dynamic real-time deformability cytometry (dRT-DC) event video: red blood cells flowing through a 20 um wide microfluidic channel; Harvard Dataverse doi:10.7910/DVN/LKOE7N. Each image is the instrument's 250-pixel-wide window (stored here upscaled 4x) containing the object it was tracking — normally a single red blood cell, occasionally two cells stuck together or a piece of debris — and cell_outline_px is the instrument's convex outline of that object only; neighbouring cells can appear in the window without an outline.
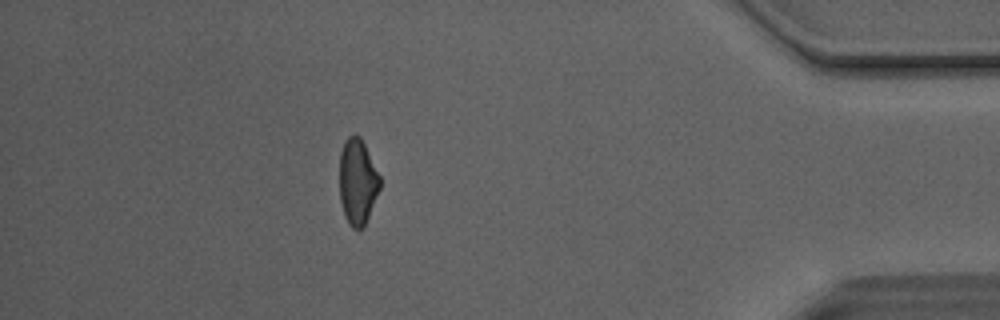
{"species": "Egyptian fruit bat (a non-hibernating species)", "species_latin": "Rousettus aegyptiacus", "temperature_condition": "room temperature", "stored_images_in_passage": 40, "camera_frame_rate_fps": 3000, "um_per_image_px": 0.085, "animal": {"sex": "male"}, "frame": {"image": 1, "passage_image": 40, "time_ms": 13.0, "image_size_px": [1000, 320], "cell_outline_px": [[380, 188], [364, 228], [360, 232], [356, 232], [348, 224], [344, 216], [340, 200], [340, 152], [344, 140], [348, 136], [360, 136], [380, 176]], "centroid_in_image_um": [30.38, 15.52], "position_along_channel_um": 404.8, "area_um2": 20.4}, "authors_computed_cell_mechanics": {"area_um2": 21.7039, "velocity_mm_per_s": 4.132, "shape_relaxation_time_tau1_ms": 8.7987, "shape_relaxation_time_tau2_ms": 2.8613, "deformation_change_tau1": 0.189, "deformation_change_tau2": 0.1035}}